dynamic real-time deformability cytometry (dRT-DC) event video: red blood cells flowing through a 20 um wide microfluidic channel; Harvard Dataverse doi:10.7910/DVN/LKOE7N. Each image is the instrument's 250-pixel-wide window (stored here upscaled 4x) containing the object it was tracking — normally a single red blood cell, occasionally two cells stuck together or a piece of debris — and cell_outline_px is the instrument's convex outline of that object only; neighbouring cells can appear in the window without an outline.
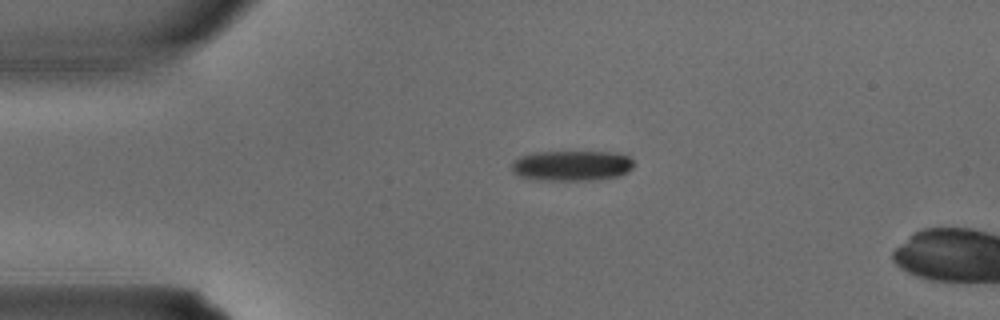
{"species": "common noctule bat (a hibernating species)", "species_latin": "Nyctalus noctula", "temperature_condition": "warm", "stored_images_in_passage": 2, "camera_frame_rate_fps": 3000, "um_per_image_px": 0.085, "animal": {"sex": "male", "body_mass_g": 15.6}, "frame": {"image": 1, "passage_image": 1, "time_ms": 0.0, "image_size_px": [1000, 320], "cell_outline_px": [[632, 168], [628, 172], [620, 176], [600, 180], [536, 180], [520, 176], [512, 172], [512, 164], [520, 156], [536, 152], [612, 152], [628, 156], [632, 160]], "centroid_in_image_um": [48.61, 14.09], "position_along_channel_um": 36.4, "area_um2": 21.68}}